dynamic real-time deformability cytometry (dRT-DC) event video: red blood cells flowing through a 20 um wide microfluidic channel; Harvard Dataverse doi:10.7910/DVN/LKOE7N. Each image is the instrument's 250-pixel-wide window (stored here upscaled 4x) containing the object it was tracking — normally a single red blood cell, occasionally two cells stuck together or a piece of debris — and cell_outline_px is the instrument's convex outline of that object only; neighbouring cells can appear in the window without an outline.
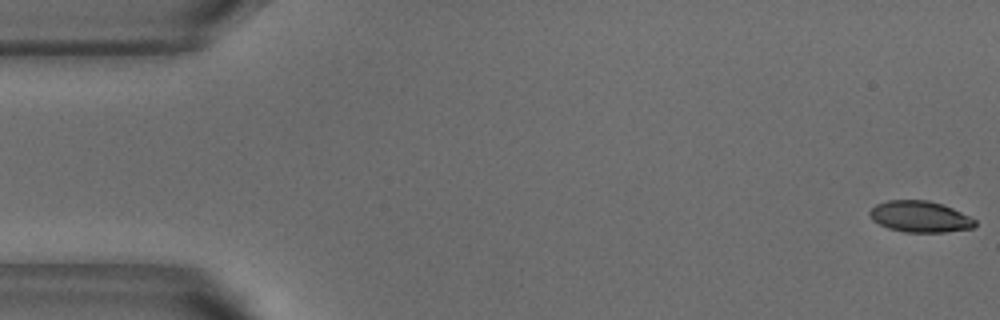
{"species": "common noctule bat (a hibernating species)", "species_latin": "Nyctalus noctula", "temperature_condition": "warm", "stored_images_in_passage": 53, "camera_frame_rate_fps": 3000, "um_per_image_px": 0.085, "animal": {"sex": "male", "body_mass_g": 18.8}, "frame": {"image": 1, "passage_image": 1, "time_ms": 0.0, "image_size_px": [1000, 320], "cell_outline_px": [[976, 224], [972, 228], [944, 232], [904, 232], [888, 228], [872, 220], [868, 212], [876, 204], [888, 200], [928, 200], [952, 208], [976, 220]], "centroid_in_image_um": [78.17, 18.41], "position_along_channel_um": 6.8, "area_um2": 19.02}}
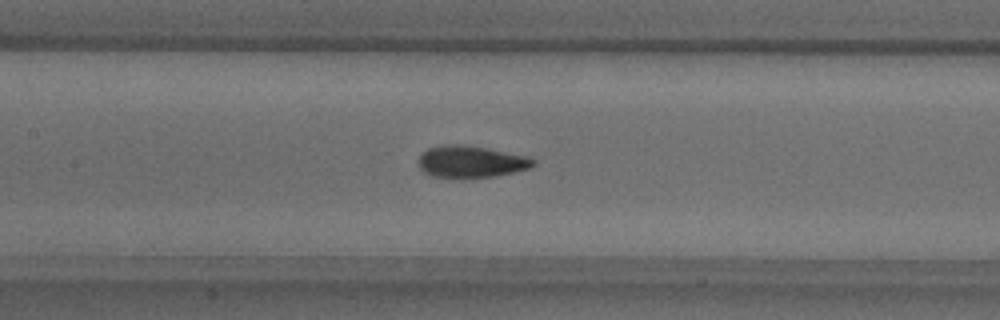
{"frame": {"image": 2, "passage_image": 24, "time_ms": 7.667, "image_size_px": [1000, 320], "cell_outline_px": [[536, 164], [532, 168], [496, 176], [464, 180], [432, 176], [424, 172], [420, 168], [420, 156], [428, 148], [440, 144], [460, 144], [532, 156], [536, 160]], "centroid_in_image_um": [40.09, 13.77], "position_along_channel_um": 167.3, "area_um2": 21.96}}
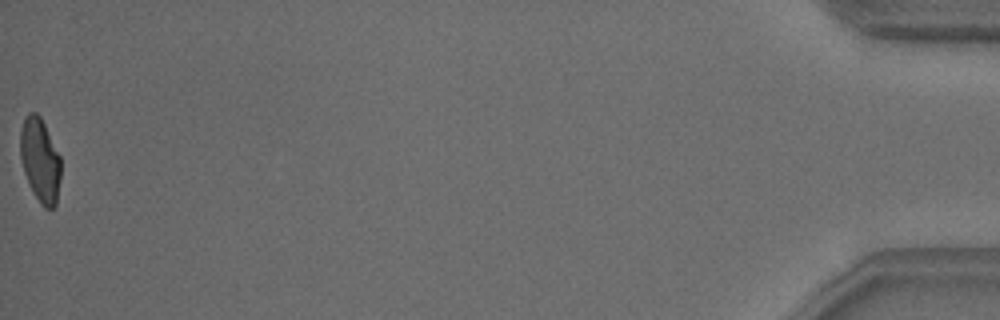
{"frame": {"image": 3, "passage_image": 53, "time_ms": 17.333, "image_size_px": [1000, 320], "cell_outline_px": [[60, 180], [56, 204], [52, 208], [44, 208], [40, 204], [24, 172], [20, 156], [20, 128], [24, 116], [28, 112], [36, 112], [40, 116], [60, 156]], "centroid_in_image_um": [3.4, 13.57], "position_along_channel_um": 431.8, "area_um2": 19.71}, "authors_computed_cell_mechanics": {"area_um2": 20.5768, "velocity_mm_per_s": 3.8033, "shape_relaxation_time_tau1_ms": 5.664, "shape_relaxation_time_tau2_ms": 1.2025, "deformation_change_tau1": 0.1817, "deformation_change_tau2": 0.0563}}